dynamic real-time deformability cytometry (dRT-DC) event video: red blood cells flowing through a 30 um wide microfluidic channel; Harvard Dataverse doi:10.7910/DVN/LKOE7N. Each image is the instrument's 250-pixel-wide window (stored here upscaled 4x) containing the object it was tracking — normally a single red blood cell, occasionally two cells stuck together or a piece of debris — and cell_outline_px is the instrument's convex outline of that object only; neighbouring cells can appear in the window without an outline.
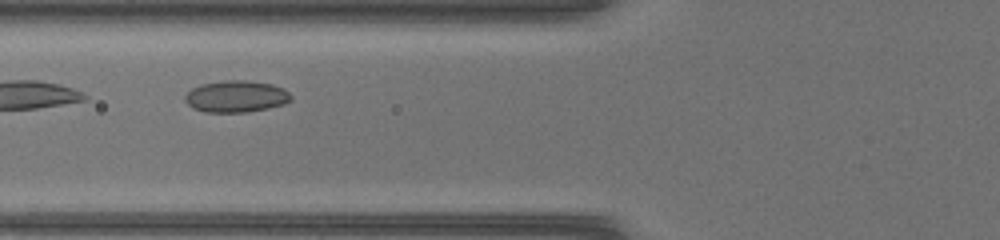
{"species": "common noctule bat (a hibernating species)", "species_latin": "Nyctalus noctula", "temperature_condition": "warm", "stored_images_in_passage": 28, "camera_frame_rate_fps": 3000, "um_per_image_px": 0.085, "animal": {"sex": "female", "body_mass_g": 17.0, "forearm_length_mm": 48.0}, "frame": {"image": 1, "passage_image": 3, "time_ms": 0.667, "image_size_px": [1000, 240], "cell_outline_px": [[292, 100], [284, 104], [268, 108], [244, 112], [204, 112], [188, 104], [184, 100], [184, 96], [192, 88], [204, 84], [224, 80], [244, 80], [272, 84], [288, 92], [292, 96]], "centroid_in_image_um": [20.08, 8.2], "position_along_channel_um": 105.7, "area_um2": 19.36}}
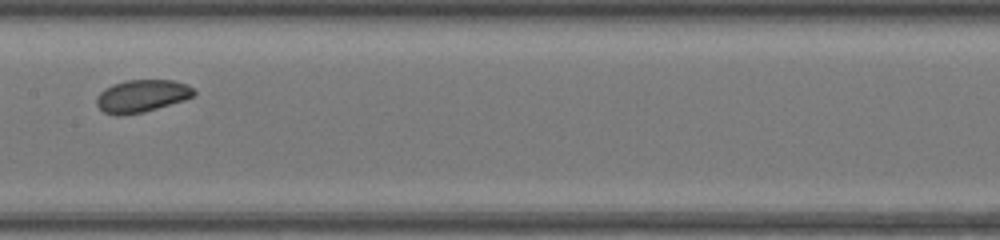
{"frame": {"image": 2, "passage_image": 9, "time_ms": 2.667, "image_size_px": [1000, 240], "cell_outline_px": [[196, 92], [192, 96], [184, 100], [144, 112], [120, 116], [116, 116], [104, 112], [96, 104], [96, 100], [100, 92], [112, 84], [124, 80], [172, 80], [188, 84]], "centroid_in_image_um": [12.04, 8.16], "position_along_channel_um": 195.4, "area_um2": 18.44}}
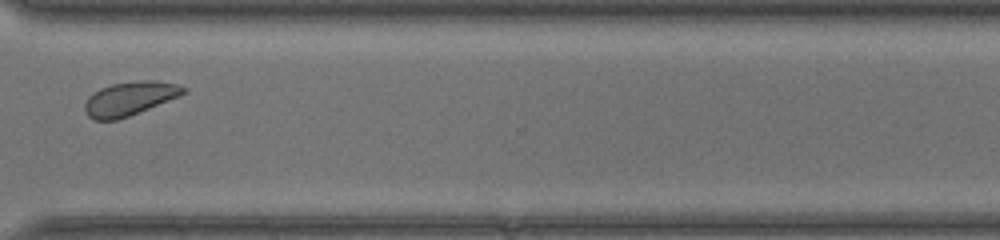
{"frame": {"image": 3, "passage_image": 20, "time_ms": 6.333, "image_size_px": [1000, 240], "cell_outline_px": [[184, 92], [180, 96], [128, 116], [116, 120], [96, 120], [88, 116], [84, 112], [84, 104], [88, 96], [100, 88], [112, 84], [140, 80], [156, 80], [176, 84], [184, 88]], "centroid_in_image_um": [10.97, 8.38], "position_along_channel_um": 359.6, "area_um2": 19.25}}